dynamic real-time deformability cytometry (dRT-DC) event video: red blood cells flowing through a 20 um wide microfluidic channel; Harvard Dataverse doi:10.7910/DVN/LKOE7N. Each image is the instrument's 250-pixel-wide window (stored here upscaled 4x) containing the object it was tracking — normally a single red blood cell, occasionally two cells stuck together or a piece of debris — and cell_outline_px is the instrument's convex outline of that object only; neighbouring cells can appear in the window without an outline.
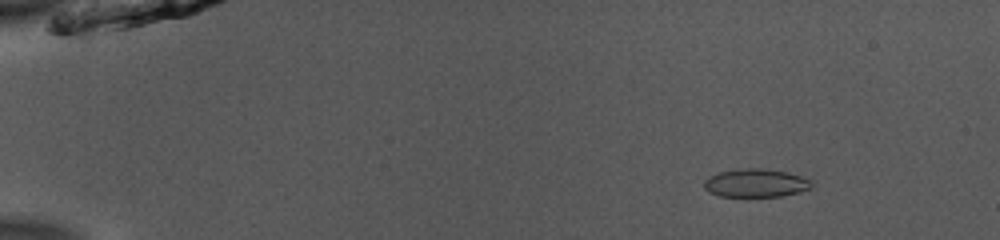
{"species": "common noctule bat (a hibernating species)", "species_latin": "Nyctalus noctula", "temperature_condition": "room temperature", "stored_images_in_passage": 52, "camera_frame_rate_fps": 3000, "um_per_image_px": 0.085, "animal": {"sex": "male", "body_mass_g": 13.0, "forearm_length_mm": 53.1}, "frame": {"image": 1, "passage_image": 7, "time_ms": 2.0, "image_size_px": [1000, 240], "cell_outline_px": [[812, 188], [800, 192], [780, 196], [748, 200], [720, 196], [708, 192], [704, 188], [704, 180], [708, 176], [720, 172], [748, 168], [760, 168], [788, 172], [800, 176], [808, 180], [812, 184]], "centroid_in_image_um": [64.19, 15.62], "position_along_channel_um": 20.8, "area_um2": 18.44}}
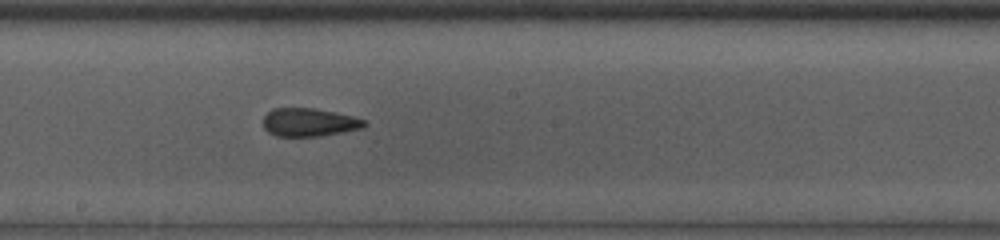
{"frame": {"image": 2, "passage_image": 30, "time_ms": 9.667, "image_size_px": [1000, 240], "cell_outline_px": [[368, 124], [360, 128], [320, 136], [276, 136], [268, 132], [264, 128], [264, 116], [272, 108], [312, 108], [336, 112], [368, 120]], "centroid_in_image_um": [26.28, 10.39], "position_along_channel_um": 221.9, "area_um2": 16.59}}
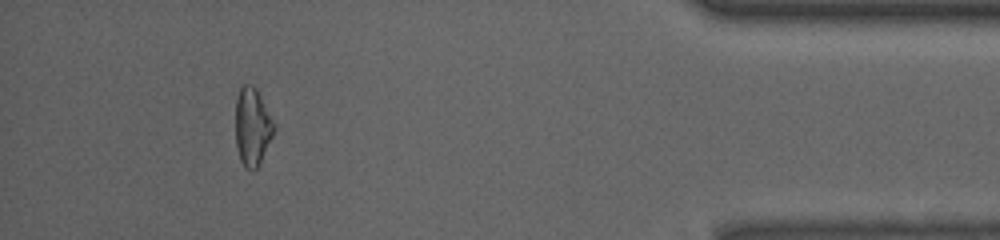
{"frame": {"image": 3, "passage_image": 48, "time_ms": 15.667, "image_size_px": [1000, 240], "cell_outline_px": [[272, 136], [260, 164], [252, 172], [244, 168], [240, 160], [236, 148], [236, 100], [240, 84], [252, 84], [256, 88], [272, 120]], "centroid_in_image_um": [21.4, 10.8], "position_along_channel_um": 413.8, "area_um2": 17.28}, "authors_computed_cell_mechanics": {"area_um2": 17.5423, "velocity_mm_per_s": 3.9581, "shape_relaxation_time_tau1_ms": null, "shape_relaxation_time_tau2_ms": 1.437, "deformation_change_tau1": null, "deformation_change_tau2": 0.0692}}